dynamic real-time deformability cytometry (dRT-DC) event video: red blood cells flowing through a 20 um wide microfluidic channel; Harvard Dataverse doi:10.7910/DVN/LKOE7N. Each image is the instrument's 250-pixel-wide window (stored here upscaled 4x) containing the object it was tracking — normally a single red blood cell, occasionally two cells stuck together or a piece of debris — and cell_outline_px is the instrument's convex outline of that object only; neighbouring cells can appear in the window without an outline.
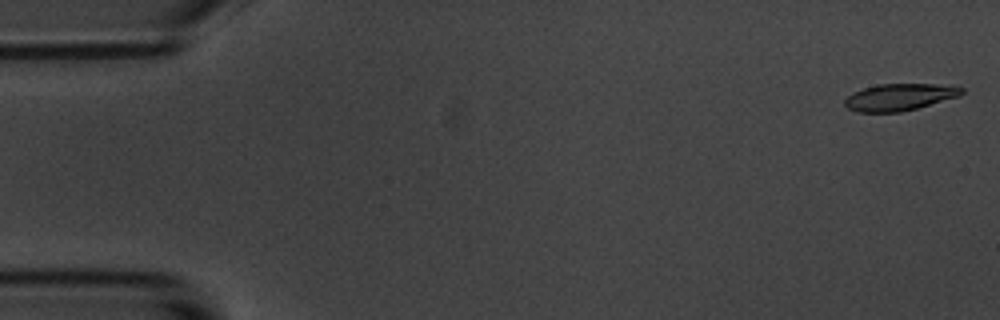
{"species": "common noctule bat (a hibernating species)", "species_latin": "Nyctalus noctula", "temperature_condition": "room temperature", "stored_images_in_passage": 9, "camera_frame_rate_fps": 3000, "um_per_image_px": 0.085, "animal": {"sex": "male", "body_mass_g": 20.1, "forearm_length_mm": 53.5}, "frame": {"image": 1, "passage_image": 1, "time_ms": 0.0, "image_size_px": [1000, 320], "cell_outline_px": [[964, 92], [960, 96], [916, 108], [900, 112], [856, 112], [848, 108], [844, 104], [844, 100], [852, 92], [876, 84], [936, 84], [964, 88]], "centroid_in_image_um": [76.43, 8.25], "position_along_channel_um": 8.6, "area_um2": 18.26}}
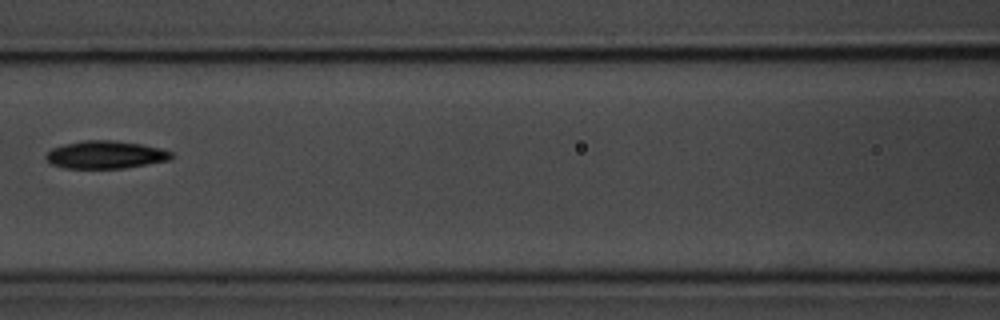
{"frame": {"image": 2, "passage_image": 8, "time_ms": 8.0, "image_size_px": [1000, 320], "cell_outline_px": [[172, 160], [124, 168], [64, 168], [52, 164], [44, 156], [52, 148], [64, 144], [84, 140], [116, 140], [140, 144], [160, 148], [172, 152]], "centroid_in_image_um": [8.98, 13.15], "position_along_channel_um": 157.6, "area_um2": 20.29}}
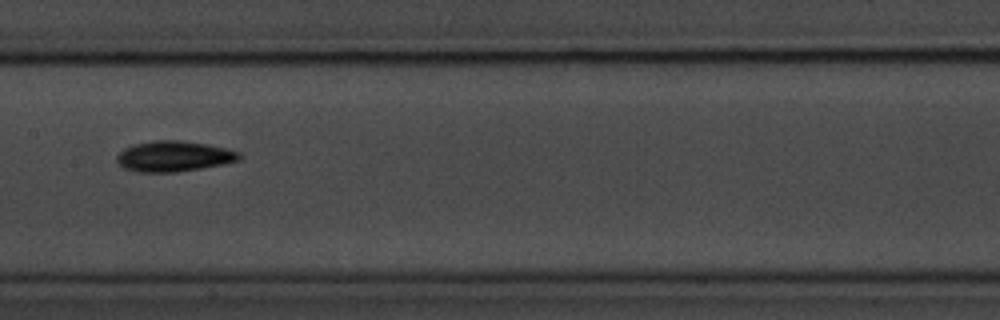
{"frame": {"image": 3, "passage_image": 9, "time_ms": 9.0, "image_size_px": [1000, 320], "cell_outline_px": [[240, 160], [224, 164], [176, 172], [140, 172], [124, 168], [116, 160], [116, 156], [124, 148], [132, 144], [156, 140], [180, 140], [208, 144], [240, 152]], "centroid_in_image_um": [14.77, 13.28], "position_along_channel_um": 192.6, "area_um2": 21.79}}